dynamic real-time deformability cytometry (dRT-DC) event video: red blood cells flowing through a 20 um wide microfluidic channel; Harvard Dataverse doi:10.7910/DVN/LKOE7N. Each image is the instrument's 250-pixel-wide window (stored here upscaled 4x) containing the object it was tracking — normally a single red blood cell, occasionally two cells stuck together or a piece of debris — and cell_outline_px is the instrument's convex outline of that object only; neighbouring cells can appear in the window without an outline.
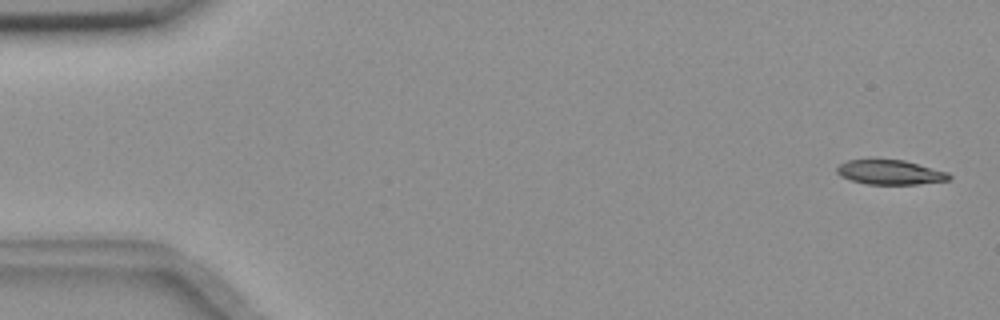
{"species": "common noctule bat (a hibernating species)", "species_latin": "Nyctalus noctula", "temperature_condition": "room temperature", "stored_images_in_passage": 4, "camera_frame_rate_fps": 3000, "um_per_image_px": 0.085, "animal": {"sex": "female", "body_mass_g": 18.4}, "frame": {"image": 1, "passage_image": 1, "time_ms": 0.0, "image_size_px": [1000, 320], "cell_outline_px": [[952, 176], [948, 180], [916, 184], [868, 184], [852, 180], [840, 176], [836, 172], [836, 168], [840, 164], [848, 160], [904, 160], [948, 172]], "centroid_in_image_um": [75.66, 14.64], "position_along_channel_um": 9.3, "area_um2": 15.84}}